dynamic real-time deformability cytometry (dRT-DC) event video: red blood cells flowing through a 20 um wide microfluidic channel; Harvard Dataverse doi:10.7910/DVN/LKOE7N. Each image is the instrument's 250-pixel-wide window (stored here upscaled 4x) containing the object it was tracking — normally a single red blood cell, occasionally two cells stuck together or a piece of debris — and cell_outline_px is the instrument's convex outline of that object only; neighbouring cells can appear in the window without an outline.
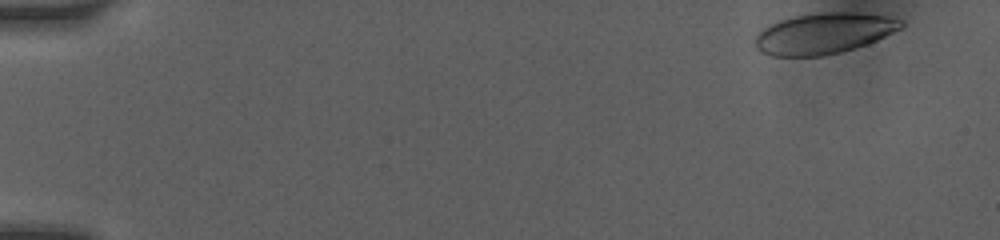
{"species": "human", "species_latin": "Homo sapiens", "temperature_condition": "room temperature", "stored_images_in_passage": 56, "camera_frame_rate_fps": 3000, "um_per_image_px": 0.085, "donor": {"sex": "female"}, "frame": {"image": 1, "passage_image": 1, "time_ms": 0.0, "image_size_px": [1000, 240], "cell_outline_px": [[904, 28], [876, 40], [840, 52], [820, 56], [772, 56], [760, 52], [756, 48], [756, 32], [768, 24], [780, 20], [812, 12], [856, 12], [884, 16], [904, 20]], "centroid_in_image_um": [70.0, 2.82], "position_along_channel_um": 15.0, "area_um2": 34.91}}
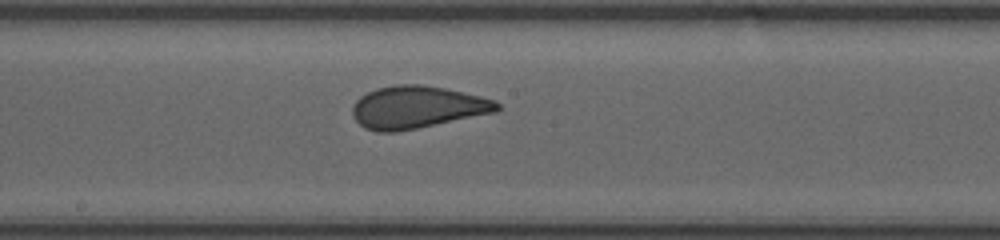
{"frame": {"image": 2, "passage_image": 30, "time_ms": 8.333, "image_size_px": [1000, 240], "cell_outline_px": [[500, 108], [496, 112], [396, 132], [376, 132], [364, 128], [352, 116], [352, 104], [360, 96], [376, 88], [396, 84], [420, 84], [444, 88], [480, 96], [496, 100], [500, 104]], "centroid_in_image_um": [35.42, 9.11], "position_along_channel_um": 212.8, "area_um2": 35.72}}
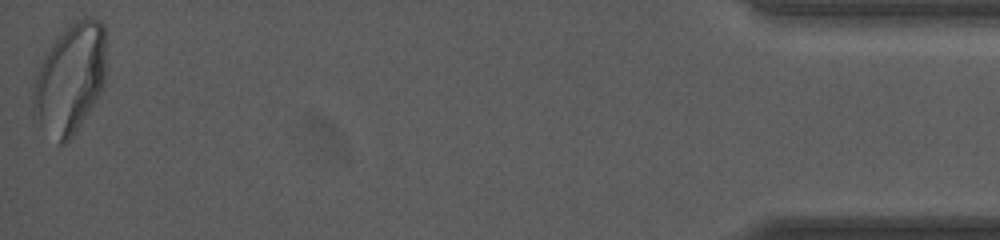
{"frame": {"image": 3, "passage_image": 55, "time_ms": 15.667, "image_size_px": [1000, 240], "cell_outline_px": [[104, 84], [100, 92], [88, 112], [72, 136], [64, 144], [56, 144], [40, 124], [32, 112], [32, 96], [36, 76], [40, 64], [44, 56], [52, 44], [76, 20], [88, 16], [92, 16], [100, 20], [104, 24]], "centroid_in_image_um": [5.94, 6.71], "position_along_channel_um": 429.3, "area_um2": 46.07}, "authors_computed_cell_mechanics": {"area_um2": 35.7204, "velocity_mm_per_s": 4.0926, "shape_relaxation_time_tau1_ms": 4.2224, "shape_relaxation_time_tau2_ms": null, "deformation_change_tau1": 0.1418, "deformation_change_tau2": null}}